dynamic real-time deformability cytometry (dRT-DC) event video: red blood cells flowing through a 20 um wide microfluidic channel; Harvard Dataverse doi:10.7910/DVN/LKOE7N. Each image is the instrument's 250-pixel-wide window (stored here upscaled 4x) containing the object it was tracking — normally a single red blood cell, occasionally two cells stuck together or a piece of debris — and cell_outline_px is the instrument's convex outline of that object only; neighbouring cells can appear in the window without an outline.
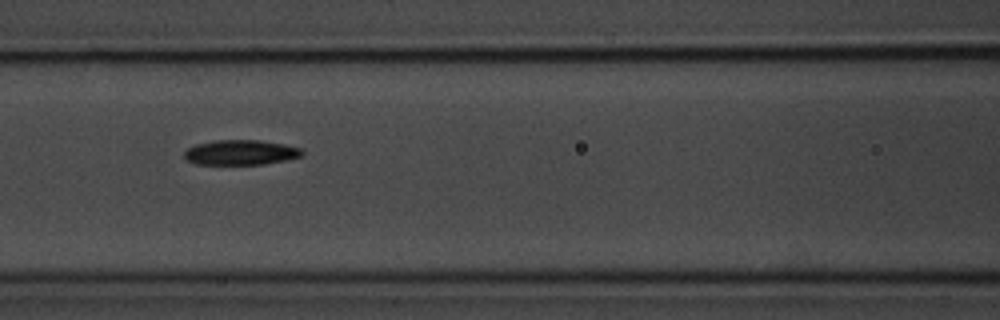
{"species": "common noctule bat (a hibernating species)", "species_latin": "Nyctalus noctula", "temperature_condition": "room temperature", "stored_images_in_passage": 10, "camera_frame_rate_fps": 3000, "um_per_image_px": 0.085, "animal": {"sex": "male", "body_mass_g": 20.1, "forearm_length_mm": 53.5}, "frame": {"image": 1, "passage_image": 9, "time_ms": 9.0, "image_size_px": [1000, 320], "cell_outline_px": [[304, 152], [300, 156], [288, 160], [264, 164], [196, 164], [188, 160], [184, 156], [184, 152], [188, 148], [196, 144], [216, 140], [260, 140], [284, 144], [300, 148]], "centroid_in_image_um": [20.47, 12.95], "position_along_channel_um": 146.1, "area_um2": 17.11}}
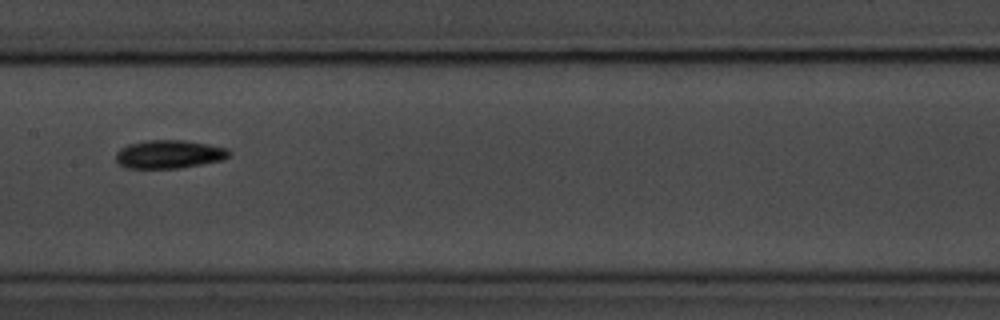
{"frame": {"image": 2, "passage_image": 10, "time_ms": 10.333, "image_size_px": [1000, 320], "cell_outline_px": [[228, 156], [224, 160], [180, 168], [124, 168], [116, 160], [116, 152], [120, 148], [128, 144], [148, 140], [184, 140], [208, 144], [228, 148]], "centroid_in_image_um": [14.36, 13.11], "position_along_channel_um": 193.0, "area_um2": 18.73}}